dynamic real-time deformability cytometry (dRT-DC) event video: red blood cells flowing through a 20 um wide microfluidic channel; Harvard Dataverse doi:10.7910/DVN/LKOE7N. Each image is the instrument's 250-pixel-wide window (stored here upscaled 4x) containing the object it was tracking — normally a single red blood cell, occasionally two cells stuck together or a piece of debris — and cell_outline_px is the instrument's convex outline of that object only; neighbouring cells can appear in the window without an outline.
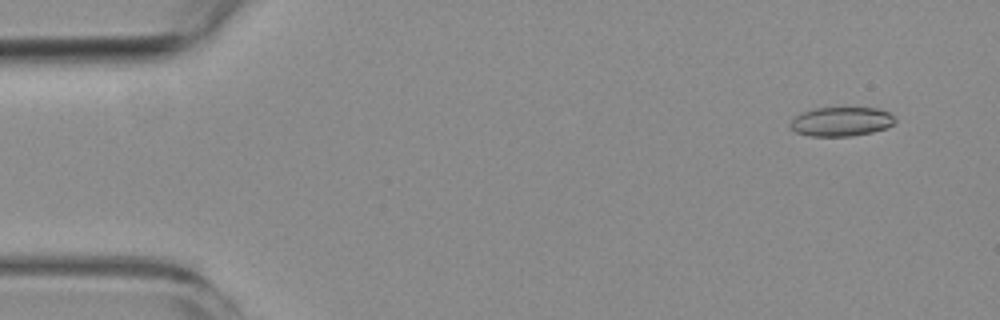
{"species": "common noctule bat (a hibernating species)", "species_latin": "Nyctalus noctula", "temperature_condition": "room temperature", "stored_images_in_passage": 7, "camera_frame_rate_fps": 3000, "um_per_image_px": 0.085, "animal": {"sex": "female", "body_mass_g": 19.3, "forearm_length_mm": 54.1}, "frame": {"image": 1, "passage_image": 2, "time_ms": 1.0, "image_size_px": [1000, 320], "cell_outline_px": [[896, 120], [888, 128], [872, 132], [852, 136], [808, 136], [796, 132], [788, 124], [796, 116], [804, 112], [816, 108], [876, 108], [888, 112]], "centroid_in_image_um": [71.51, 10.34], "position_along_channel_um": 13.5, "area_um2": 17.69}}
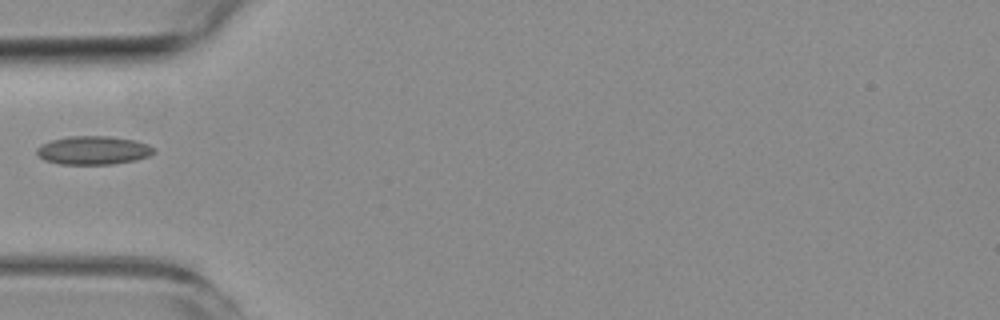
{"frame": {"image": 2, "passage_image": 6, "time_ms": 5.667, "image_size_px": [1000, 320], "cell_outline_px": [[156, 152], [148, 156], [136, 160], [112, 164], [60, 164], [44, 160], [36, 152], [36, 148], [40, 144], [52, 140], [68, 136], [108, 136], [136, 140], [148, 144], [156, 148]], "centroid_in_image_um": [7.95, 12.77], "position_along_channel_um": 77.0, "area_um2": 19.59}}
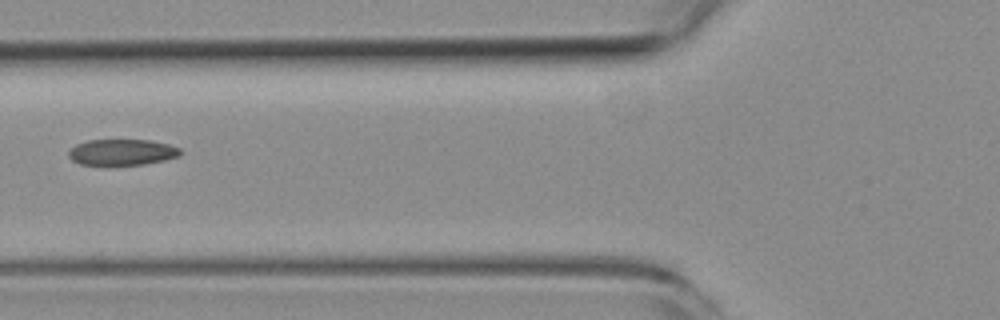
{"frame": {"image": 3, "passage_image": 7, "time_ms": 6.667, "image_size_px": [1000, 320], "cell_outline_px": [[180, 156], [164, 160], [144, 164], [112, 168], [108, 168], [80, 164], [72, 160], [68, 156], [68, 152], [76, 144], [88, 140], [148, 140], [168, 144], [180, 148]], "centroid_in_image_um": [10.32, 12.99], "position_along_channel_um": 115.5, "area_um2": 17.69}}